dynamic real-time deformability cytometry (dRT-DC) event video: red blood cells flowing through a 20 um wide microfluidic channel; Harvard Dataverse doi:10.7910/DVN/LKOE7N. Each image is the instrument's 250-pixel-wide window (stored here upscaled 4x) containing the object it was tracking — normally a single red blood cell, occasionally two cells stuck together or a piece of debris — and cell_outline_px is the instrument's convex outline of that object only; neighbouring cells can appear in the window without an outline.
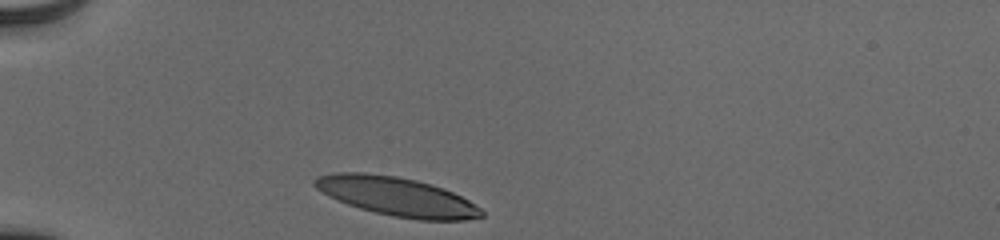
{"species": "human", "species_latin": "Homo sapiens", "temperature_condition": "cold", "stored_images_in_passage": 31, "camera_frame_rate_fps": 3000, "um_per_image_px": 0.085, "donor": {"sex": "male"}, "frame": {"image": 1, "passage_image": 1, "time_ms": 0.0, "image_size_px": [1000, 240], "cell_outline_px": [[484, 216], [464, 220], [416, 220], [392, 216], [360, 208], [348, 204], [328, 196], [316, 188], [312, 184], [312, 180], [316, 176], [336, 172], [364, 172], [396, 176], [416, 180], [432, 184], [444, 188], [468, 200], [480, 208], [484, 212]], "centroid_in_image_um": [33.7, 16.69], "position_along_channel_um": 51.3, "area_um2": 37.8}}
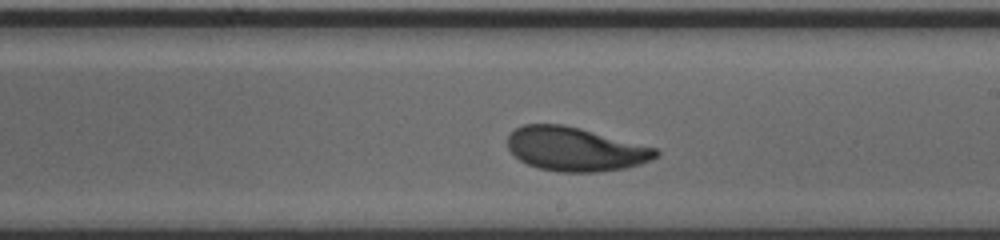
{"frame": {"image": 2, "passage_image": 18, "time_ms": 5.667, "image_size_px": [1000, 240], "cell_outline_px": [[660, 156], [652, 160], [640, 164], [624, 168], [600, 172], [560, 172], [540, 168], [528, 164], [520, 160], [508, 148], [508, 136], [516, 128], [524, 124], [564, 124], [580, 128], [656, 148], [660, 152]], "centroid_in_image_um": [48.92, 12.68], "position_along_channel_um": 240.1, "area_um2": 37.8}}
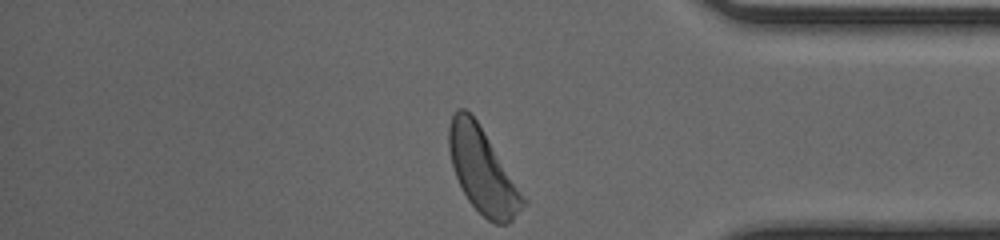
{"frame": {"image": 3, "passage_image": 31, "time_ms": 10.0, "image_size_px": [1000, 240], "cell_outline_px": [[528, 204], [508, 224], [496, 224], [488, 220], [468, 200], [456, 176], [452, 164], [448, 148], [448, 128], [452, 116], [460, 108], [464, 108], [476, 120], [528, 200]], "centroid_in_image_um": [41.05, 14.55], "position_along_channel_um": 394.2, "area_um2": 36.13}, "authors_computed_cell_mechanics": {"area_um2": 37.8012, "velocity_mm_per_s": 3.8657, "shape_relaxation_time_tau1_ms": 2.5207, "shape_relaxation_time_tau2_ms": 4.0371, "deformation_change_tau1": 0.137, "deformation_change_tau2": 0.1134}}